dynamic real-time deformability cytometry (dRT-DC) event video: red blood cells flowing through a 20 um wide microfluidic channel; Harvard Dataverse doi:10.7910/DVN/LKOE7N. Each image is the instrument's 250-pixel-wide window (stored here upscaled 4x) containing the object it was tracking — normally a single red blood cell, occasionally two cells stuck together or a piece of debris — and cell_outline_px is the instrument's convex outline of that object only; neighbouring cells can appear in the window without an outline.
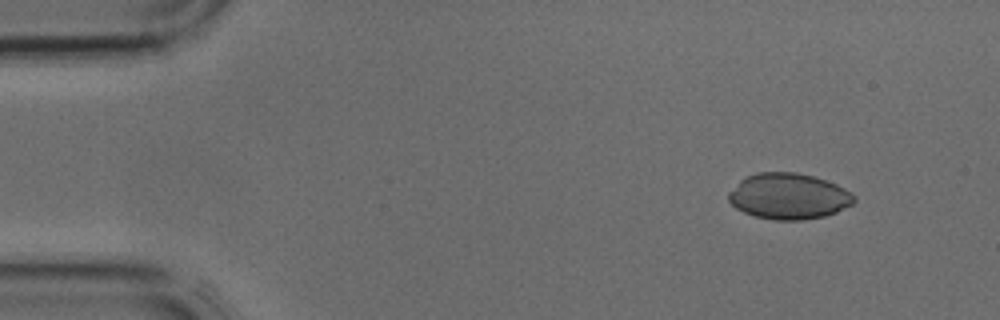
{"species": "common noctule bat (a hibernating species)", "species_latin": "Nyctalus noctula", "temperature_condition": "cold", "stored_images_in_passage": 3, "camera_frame_rate_fps": 3000, "um_per_image_px": 0.085, "animal": {"sex": "male", "body_mass_g": 17.9, "forearm_length_mm": 54.2}, "frame": {"image": 1, "passage_image": 1, "time_ms": 0.0, "image_size_px": [1000, 320], "cell_outline_px": [[856, 200], [852, 204], [836, 212], [824, 216], [800, 220], [772, 220], [756, 216], [744, 212], [736, 208], [728, 200], [728, 192], [744, 176], [756, 172], [796, 172], [812, 176], [836, 184], [852, 192], [856, 196]], "centroid_in_image_um": [67.02, 16.67], "position_along_channel_um": 18.0, "area_um2": 33.7}}